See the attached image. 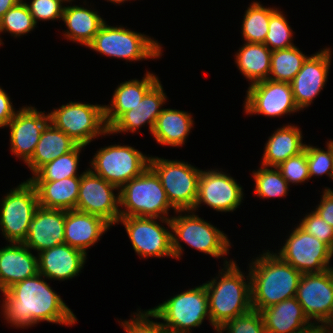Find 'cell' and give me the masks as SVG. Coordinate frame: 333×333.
Returning <instances> with one entry per match:
<instances>
[{
    "mask_svg": "<svg viewBox=\"0 0 333 333\" xmlns=\"http://www.w3.org/2000/svg\"><path fill=\"white\" fill-rule=\"evenodd\" d=\"M156 220L168 227L165 228ZM119 223L124 225L132 247L139 257L174 258L170 219L119 217L117 224Z\"/></svg>",
    "mask_w": 333,
    "mask_h": 333,
    "instance_id": "obj_13",
    "label": "cell"
},
{
    "mask_svg": "<svg viewBox=\"0 0 333 333\" xmlns=\"http://www.w3.org/2000/svg\"><path fill=\"white\" fill-rule=\"evenodd\" d=\"M36 24L38 21L62 20L66 0H31L26 2ZM64 4V5H63Z\"/></svg>",
    "mask_w": 333,
    "mask_h": 333,
    "instance_id": "obj_43",
    "label": "cell"
},
{
    "mask_svg": "<svg viewBox=\"0 0 333 333\" xmlns=\"http://www.w3.org/2000/svg\"><path fill=\"white\" fill-rule=\"evenodd\" d=\"M118 193L120 217L170 219V209L176 212L167 199L159 177L149 166L125 183Z\"/></svg>",
    "mask_w": 333,
    "mask_h": 333,
    "instance_id": "obj_5",
    "label": "cell"
},
{
    "mask_svg": "<svg viewBox=\"0 0 333 333\" xmlns=\"http://www.w3.org/2000/svg\"><path fill=\"white\" fill-rule=\"evenodd\" d=\"M78 145L62 130L49 122L42 130L34 154L26 163L27 168L34 175L42 166L74 150Z\"/></svg>",
    "mask_w": 333,
    "mask_h": 333,
    "instance_id": "obj_31",
    "label": "cell"
},
{
    "mask_svg": "<svg viewBox=\"0 0 333 333\" xmlns=\"http://www.w3.org/2000/svg\"><path fill=\"white\" fill-rule=\"evenodd\" d=\"M94 154L89 169L118 189L149 166L150 156L129 145L101 147Z\"/></svg>",
    "mask_w": 333,
    "mask_h": 333,
    "instance_id": "obj_11",
    "label": "cell"
},
{
    "mask_svg": "<svg viewBox=\"0 0 333 333\" xmlns=\"http://www.w3.org/2000/svg\"><path fill=\"white\" fill-rule=\"evenodd\" d=\"M262 252L248 264L252 308L257 311L296 297L302 276L300 271L273 251Z\"/></svg>",
    "mask_w": 333,
    "mask_h": 333,
    "instance_id": "obj_2",
    "label": "cell"
},
{
    "mask_svg": "<svg viewBox=\"0 0 333 333\" xmlns=\"http://www.w3.org/2000/svg\"><path fill=\"white\" fill-rule=\"evenodd\" d=\"M49 114V122L77 144L87 146L99 136L111 135L105 123L104 105L70 101Z\"/></svg>",
    "mask_w": 333,
    "mask_h": 333,
    "instance_id": "obj_8",
    "label": "cell"
},
{
    "mask_svg": "<svg viewBox=\"0 0 333 333\" xmlns=\"http://www.w3.org/2000/svg\"><path fill=\"white\" fill-rule=\"evenodd\" d=\"M296 298L308 319L314 320V325L322 324L329 317L333 305V268L302 274Z\"/></svg>",
    "mask_w": 333,
    "mask_h": 333,
    "instance_id": "obj_17",
    "label": "cell"
},
{
    "mask_svg": "<svg viewBox=\"0 0 333 333\" xmlns=\"http://www.w3.org/2000/svg\"><path fill=\"white\" fill-rule=\"evenodd\" d=\"M321 326L331 328V330H333V305L329 317L321 324Z\"/></svg>",
    "mask_w": 333,
    "mask_h": 333,
    "instance_id": "obj_49",
    "label": "cell"
},
{
    "mask_svg": "<svg viewBox=\"0 0 333 333\" xmlns=\"http://www.w3.org/2000/svg\"><path fill=\"white\" fill-rule=\"evenodd\" d=\"M303 333H333V330L321 325H314L312 328L306 330Z\"/></svg>",
    "mask_w": 333,
    "mask_h": 333,
    "instance_id": "obj_48",
    "label": "cell"
},
{
    "mask_svg": "<svg viewBox=\"0 0 333 333\" xmlns=\"http://www.w3.org/2000/svg\"><path fill=\"white\" fill-rule=\"evenodd\" d=\"M307 57L298 46L272 51L268 79L290 83Z\"/></svg>",
    "mask_w": 333,
    "mask_h": 333,
    "instance_id": "obj_34",
    "label": "cell"
},
{
    "mask_svg": "<svg viewBox=\"0 0 333 333\" xmlns=\"http://www.w3.org/2000/svg\"><path fill=\"white\" fill-rule=\"evenodd\" d=\"M81 176L57 181H30L36 188L39 206L47 209L75 210Z\"/></svg>",
    "mask_w": 333,
    "mask_h": 333,
    "instance_id": "obj_30",
    "label": "cell"
},
{
    "mask_svg": "<svg viewBox=\"0 0 333 333\" xmlns=\"http://www.w3.org/2000/svg\"><path fill=\"white\" fill-rule=\"evenodd\" d=\"M322 193L320 202L316 205L315 211L323 220L333 227V189L325 187Z\"/></svg>",
    "mask_w": 333,
    "mask_h": 333,
    "instance_id": "obj_45",
    "label": "cell"
},
{
    "mask_svg": "<svg viewBox=\"0 0 333 333\" xmlns=\"http://www.w3.org/2000/svg\"><path fill=\"white\" fill-rule=\"evenodd\" d=\"M46 280L38 273L2 291L1 314L10 326L26 329L43 321L65 326L77 323L75 314Z\"/></svg>",
    "mask_w": 333,
    "mask_h": 333,
    "instance_id": "obj_1",
    "label": "cell"
},
{
    "mask_svg": "<svg viewBox=\"0 0 333 333\" xmlns=\"http://www.w3.org/2000/svg\"><path fill=\"white\" fill-rule=\"evenodd\" d=\"M307 153V164L310 179L326 174L329 178L333 177V140L326 142V149H321L313 145H305Z\"/></svg>",
    "mask_w": 333,
    "mask_h": 333,
    "instance_id": "obj_39",
    "label": "cell"
},
{
    "mask_svg": "<svg viewBox=\"0 0 333 333\" xmlns=\"http://www.w3.org/2000/svg\"><path fill=\"white\" fill-rule=\"evenodd\" d=\"M224 268L205 284L211 325L217 332L225 322L252 308L250 273L242 272L236 261L223 257ZM246 278V279H245Z\"/></svg>",
    "mask_w": 333,
    "mask_h": 333,
    "instance_id": "obj_3",
    "label": "cell"
},
{
    "mask_svg": "<svg viewBox=\"0 0 333 333\" xmlns=\"http://www.w3.org/2000/svg\"><path fill=\"white\" fill-rule=\"evenodd\" d=\"M111 227L101 217L77 210H66L65 243L87 255L88 248L95 246L103 233L105 234Z\"/></svg>",
    "mask_w": 333,
    "mask_h": 333,
    "instance_id": "obj_24",
    "label": "cell"
},
{
    "mask_svg": "<svg viewBox=\"0 0 333 333\" xmlns=\"http://www.w3.org/2000/svg\"><path fill=\"white\" fill-rule=\"evenodd\" d=\"M194 125L191 113L186 111L163 108L157 117L151 135L156 143L163 146L182 147Z\"/></svg>",
    "mask_w": 333,
    "mask_h": 333,
    "instance_id": "obj_29",
    "label": "cell"
},
{
    "mask_svg": "<svg viewBox=\"0 0 333 333\" xmlns=\"http://www.w3.org/2000/svg\"><path fill=\"white\" fill-rule=\"evenodd\" d=\"M149 167L159 177L168 201L176 211L193 210L198 197L201 169L179 160L149 158Z\"/></svg>",
    "mask_w": 333,
    "mask_h": 333,
    "instance_id": "obj_9",
    "label": "cell"
},
{
    "mask_svg": "<svg viewBox=\"0 0 333 333\" xmlns=\"http://www.w3.org/2000/svg\"><path fill=\"white\" fill-rule=\"evenodd\" d=\"M159 81L157 75L146 71L141 80L130 79L115 88L110 104L104 105L105 123L108 129L127 111L143 99L145 94Z\"/></svg>",
    "mask_w": 333,
    "mask_h": 333,
    "instance_id": "obj_26",
    "label": "cell"
},
{
    "mask_svg": "<svg viewBox=\"0 0 333 333\" xmlns=\"http://www.w3.org/2000/svg\"><path fill=\"white\" fill-rule=\"evenodd\" d=\"M298 225L333 250V227L323 220L314 209L305 214Z\"/></svg>",
    "mask_w": 333,
    "mask_h": 333,
    "instance_id": "obj_44",
    "label": "cell"
},
{
    "mask_svg": "<svg viewBox=\"0 0 333 333\" xmlns=\"http://www.w3.org/2000/svg\"><path fill=\"white\" fill-rule=\"evenodd\" d=\"M252 177L255 182L254 194L260 199L281 198L288 195L290 185L277 167L261 165L258 170L252 171Z\"/></svg>",
    "mask_w": 333,
    "mask_h": 333,
    "instance_id": "obj_36",
    "label": "cell"
},
{
    "mask_svg": "<svg viewBox=\"0 0 333 333\" xmlns=\"http://www.w3.org/2000/svg\"><path fill=\"white\" fill-rule=\"evenodd\" d=\"M151 317L163 320L170 333H191L207 318L211 324L208 295L205 284L171 296L163 303L149 309Z\"/></svg>",
    "mask_w": 333,
    "mask_h": 333,
    "instance_id": "obj_7",
    "label": "cell"
},
{
    "mask_svg": "<svg viewBox=\"0 0 333 333\" xmlns=\"http://www.w3.org/2000/svg\"><path fill=\"white\" fill-rule=\"evenodd\" d=\"M293 33L286 15L278 7L270 16L269 31L265 37L264 44L271 51L291 48L295 46Z\"/></svg>",
    "mask_w": 333,
    "mask_h": 333,
    "instance_id": "obj_38",
    "label": "cell"
},
{
    "mask_svg": "<svg viewBox=\"0 0 333 333\" xmlns=\"http://www.w3.org/2000/svg\"><path fill=\"white\" fill-rule=\"evenodd\" d=\"M105 1H107V2H110V3H113V4H119V5H121V4H123L124 3V0H105ZM121 3V4H120Z\"/></svg>",
    "mask_w": 333,
    "mask_h": 333,
    "instance_id": "obj_50",
    "label": "cell"
},
{
    "mask_svg": "<svg viewBox=\"0 0 333 333\" xmlns=\"http://www.w3.org/2000/svg\"><path fill=\"white\" fill-rule=\"evenodd\" d=\"M159 80L132 110L125 112L110 128L109 132L138 133L139 128L149 125L152 133L157 117L161 114L162 106L167 102V95Z\"/></svg>",
    "mask_w": 333,
    "mask_h": 333,
    "instance_id": "obj_21",
    "label": "cell"
},
{
    "mask_svg": "<svg viewBox=\"0 0 333 333\" xmlns=\"http://www.w3.org/2000/svg\"><path fill=\"white\" fill-rule=\"evenodd\" d=\"M38 254L39 273L48 280L65 281L81 273L87 255L66 243L56 245Z\"/></svg>",
    "mask_w": 333,
    "mask_h": 333,
    "instance_id": "obj_22",
    "label": "cell"
},
{
    "mask_svg": "<svg viewBox=\"0 0 333 333\" xmlns=\"http://www.w3.org/2000/svg\"><path fill=\"white\" fill-rule=\"evenodd\" d=\"M119 189L107 182L89 168L82 172L77 211L101 217L111 226L117 224L120 217Z\"/></svg>",
    "mask_w": 333,
    "mask_h": 333,
    "instance_id": "obj_14",
    "label": "cell"
},
{
    "mask_svg": "<svg viewBox=\"0 0 333 333\" xmlns=\"http://www.w3.org/2000/svg\"><path fill=\"white\" fill-rule=\"evenodd\" d=\"M23 243L9 242L0 248V292L39 273L38 255Z\"/></svg>",
    "mask_w": 333,
    "mask_h": 333,
    "instance_id": "obj_23",
    "label": "cell"
},
{
    "mask_svg": "<svg viewBox=\"0 0 333 333\" xmlns=\"http://www.w3.org/2000/svg\"><path fill=\"white\" fill-rule=\"evenodd\" d=\"M187 213V214H186ZM170 218L174 259L183 255L181 241L193 249L214 258L229 254L231 242L219 228L196 215L193 210L176 211Z\"/></svg>",
    "mask_w": 333,
    "mask_h": 333,
    "instance_id": "obj_4",
    "label": "cell"
},
{
    "mask_svg": "<svg viewBox=\"0 0 333 333\" xmlns=\"http://www.w3.org/2000/svg\"><path fill=\"white\" fill-rule=\"evenodd\" d=\"M266 333L260 311L251 309L249 312L225 322L217 333Z\"/></svg>",
    "mask_w": 333,
    "mask_h": 333,
    "instance_id": "obj_40",
    "label": "cell"
},
{
    "mask_svg": "<svg viewBox=\"0 0 333 333\" xmlns=\"http://www.w3.org/2000/svg\"><path fill=\"white\" fill-rule=\"evenodd\" d=\"M21 0H0V20L8 12L10 8Z\"/></svg>",
    "mask_w": 333,
    "mask_h": 333,
    "instance_id": "obj_47",
    "label": "cell"
},
{
    "mask_svg": "<svg viewBox=\"0 0 333 333\" xmlns=\"http://www.w3.org/2000/svg\"><path fill=\"white\" fill-rule=\"evenodd\" d=\"M0 202V231L3 238L7 243H23L39 207L35 186L27 179L10 189Z\"/></svg>",
    "mask_w": 333,
    "mask_h": 333,
    "instance_id": "obj_10",
    "label": "cell"
},
{
    "mask_svg": "<svg viewBox=\"0 0 333 333\" xmlns=\"http://www.w3.org/2000/svg\"><path fill=\"white\" fill-rule=\"evenodd\" d=\"M150 317L149 309H137V313L134 312L129 320L118 322L126 333H170L161 322H155Z\"/></svg>",
    "mask_w": 333,
    "mask_h": 333,
    "instance_id": "obj_42",
    "label": "cell"
},
{
    "mask_svg": "<svg viewBox=\"0 0 333 333\" xmlns=\"http://www.w3.org/2000/svg\"><path fill=\"white\" fill-rule=\"evenodd\" d=\"M37 26L34 18L24 0H21L16 5L8 10V12L0 20V35L1 33H10L11 37H20L31 33ZM0 37V46L3 45Z\"/></svg>",
    "mask_w": 333,
    "mask_h": 333,
    "instance_id": "obj_37",
    "label": "cell"
},
{
    "mask_svg": "<svg viewBox=\"0 0 333 333\" xmlns=\"http://www.w3.org/2000/svg\"><path fill=\"white\" fill-rule=\"evenodd\" d=\"M49 123V114L33 106H22L7 124L10 130V151L26 164L34 154L42 130Z\"/></svg>",
    "mask_w": 333,
    "mask_h": 333,
    "instance_id": "obj_19",
    "label": "cell"
},
{
    "mask_svg": "<svg viewBox=\"0 0 333 333\" xmlns=\"http://www.w3.org/2000/svg\"><path fill=\"white\" fill-rule=\"evenodd\" d=\"M6 91L0 86V128H5L16 112Z\"/></svg>",
    "mask_w": 333,
    "mask_h": 333,
    "instance_id": "obj_46",
    "label": "cell"
},
{
    "mask_svg": "<svg viewBox=\"0 0 333 333\" xmlns=\"http://www.w3.org/2000/svg\"><path fill=\"white\" fill-rule=\"evenodd\" d=\"M244 100V113L283 117L301 111L295 103L292 88L288 82L264 80L250 85Z\"/></svg>",
    "mask_w": 333,
    "mask_h": 333,
    "instance_id": "obj_15",
    "label": "cell"
},
{
    "mask_svg": "<svg viewBox=\"0 0 333 333\" xmlns=\"http://www.w3.org/2000/svg\"><path fill=\"white\" fill-rule=\"evenodd\" d=\"M275 7H265L260 1H253L246 9L241 25V34L247 43H264L269 31L271 14Z\"/></svg>",
    "mask_w": 333,
    "mask_h": 333,
    "instance_id": "obj_33",
    "label": "cell"
},
{
    "mask_svg": "<svg viewBox=\"0 0 333 333\" xmlns=\"http://www.w3.org/2000/svg\"><path fill=\"white\" fill-rule=\"evenodd\" d=\"M272 51L264 43H247L235 53V64L249 85L267 80Z\"/></svg>",
    "mask_w": 333,
    "mask_h": 333,
    "instance_id": "obj_32",
    "label": "cell"
},
{
    "mask_svg": "<svg viewBox=\"0 0 333 333\" xmlns=\"http://www.w3.org/2000/svg\"><path fill=\"white\" fill-rule=\"evenodd\" d=\"M277 169L281 172V175L285 178L289 185H298L299 183H305L310 180L307 153L305 150L280 163L277 166Z\"/></svg>",
    "mask_w": 333,
    "mask_h": 333,
    "instance_id": "obj_41",
    "label": "cell"
},
{
    "mask_svg": "<svg viewBox=\"0 0 333 333\" xmlns=\"http://www.w3.org/2000/svg\"><path fill=\"white\" fill-rule=\"evenodd\" d=\"M331 52L330 47H325L308 55L300 71L290 82L295 103L301 111L309 107L325 87L332 63Z\"/></svg>",
    "mask_w": 333,
    "mask_h": 333,
    "instance_id": "obj_18",
    "label": "cell"
},
{
    "mask_svg": "<svg viewBox=\"0 0 333 333\" xmlns=\"http://www.w3.org/2000/svg\"><path fill=\"white\" fill-rule=\"evenodd\" d=\"M302 138V131L295 124L288 123L276 129L265 143L261 165L277 167L289 157L298 155L306 145Z\"/></svg>",
    "mask_w": 333,
    "mask_h": 333,
    "instance_id": "obj_28",
    "label": "cell"
},
{
    "mask_svg": "<svg viewBox=\"0 0 333 333\" xmlns=\"http://www.w3.org/2000/svg\"><path fill=\"white\" fill-rule=\"evenodd\" d=\"M84 145H78L74 150L59 156L42 166L29 181H57L63 178L82 176L78 174L80 153Z\"/></svg>",
    "mask_w": 333,
    "mask_h": 333,
    "instance_id": "obj_35",
    "label": "cell"
},
{
    "mask_svg": "<svg viewBox=\"0 0 333 333\" xmlns=\"http://www.w3.org/2000/svg\"><path fill=\"white\" fill-rule=\"evenodd\" d=\"M66 3L71 4L66 5L63 10L62 21L67 27L63 35L67 40L87 47L106 20L96 9L89 8V5L87 8L83 5H72V1Z\"/></svg>",
    "mask_w": 333,
    "mask_h": 333,
    "instance_id": "obj_27",
    "label": "cell"
},
{
    "mask_svg": "<svg viewBox=\"0 0 333 333\" xmlns=\"http://www.w3.org/2000/svg\"><path fill=\"white\" fill-rule=\"evenodd\" d=\"M66 210L38 207L33 215L29 232L23 244L40 253L65 243Z\"/></svg>",
    "mask_w": 333,
    "mask_h": 333,
    "instance_id": "obj_20",
    "label": "cell"
},
{
    "mask_svg": "<svg viewBox=\"0 0 333 333\" xmlns=\"http://www.w3.org/2000/svg\"><path fill=\"white\" fill-rule=\"evenodd\" d=\"M260 313L266 333H303L314 326L296 297L269 306Z\"/></svg>",
    "mask_w": 333,
    "mask_h": 333,
    "instance_id": "obj_25",
    "label": "cell"
},
{
    "mask_svg": "<svg viewBox=\"0 0 333 333\" xmlns=\"http://www.w3.org/2000/svg\"><path fill=\"white\" fill-rule=\"evenodd\" d=\"M87 47L101 55L134 63L163 55L162 45L154 38L122 25H108L106 21Z\"/></svg>",
    "mask_w": 333,
    "mask_h": 333,
    "instance_id": "obj_6",
    "label": "cell"
},
{
    "mask_svg": "<svg viewBox=\"0 0 333 333\" xmlns=\"http://www.w3.org/2000/svg\"><path fill=\"white\" fill-rule=\"evenodd\" d=\"M230 174L222 170H202L198 180V197L193 211L201 204L217 212H233L243 202V188Z\"/></svg>",
    "mask_w": 333,
    "mask_h": 333,
    "instance_id": "obj_16",
    "label": "cell"
},
{
    "mask_svg": "<svg viewBox=\"0 0 333 333\" xmlns=\"http://www.w3.org/2000/svg\"><path fill=\"white\" fill-rule=\"evenodd\" d=\"M289 234L284 245L279 251H275L283 261L302 274L319 273L333 268L330 266L333 250L327 244L307 233L298 224Z\"/></svg>",
    "mask_w": 333,
    "mask_h": 333,
    "instance_id": "obj_12",
    "label": "cell"
}]
</instances>
